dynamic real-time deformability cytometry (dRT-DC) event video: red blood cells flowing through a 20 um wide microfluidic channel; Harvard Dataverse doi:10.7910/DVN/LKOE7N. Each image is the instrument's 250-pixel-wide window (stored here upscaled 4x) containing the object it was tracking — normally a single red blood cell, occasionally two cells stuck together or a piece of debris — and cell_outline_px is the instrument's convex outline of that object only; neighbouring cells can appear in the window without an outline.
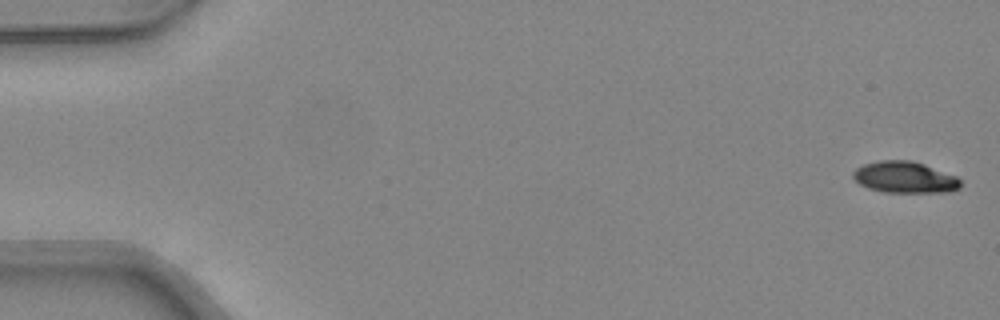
{"species": "common noctule bat (a hibernating species)", "species_latin": "Nyctalus noctula", "temperature_condition": "warm", "stored_images_in_passage": 47, "camera_frame_rate_fps": 3000, "um_per_image_px": 0.085, "animal": {"sex": "female", "body_mass_g": 24.6, "forearm_length_mm": 56.2}, "frame": {"image": 1, "passage_image": 1, "time_ms": 0.0, "image_size_px": [1000, 320], "cell_outline_px": [[960, 188], [952, 192], [884, 192], [868, 188], [860, 184], [852, 176], [852, 172], [856, 168], [864, 164], [880, 160], [912, 160], [924, 164], [956, 176], [960, 180]], "centroid_in_image_um": [76.9, 15.07], "position_along_channel_um": 8.1, "area_um2": 19.71}}
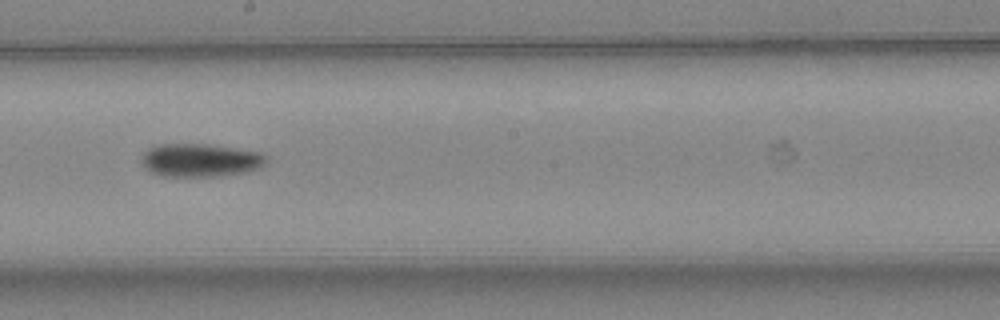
{"frame": {"image": 2, "passage_image": 27, "time_ms": 8.667, "image_size_px": [1000, 320], "cell_outline_px": [[268, 160], [260, 168], [244, 172], [220, 176], [160, 176], [144, 168], [140, 160], [140, 156], [148, 148], [156, 144], [208, 144], [260, 152], [268, 156]], "centroid_in_image_um": [17.0, 13.61], "position_along_channel_um": 231.2, "area_um2": 24.39}}
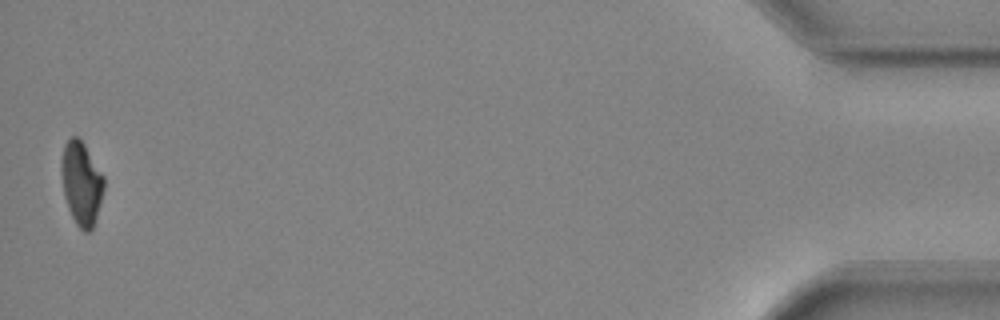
{"frame": {"image": 3, "passage_image": 47, "time_ms": 15.333, "image_size_px": [1000, 320], "cell_outline_px": [[104, 188], [96, 216], [92, 228], [88, 232], [84, 232], [76, 224], [68, 208], [64, 196], [60, 172], [60, 160], [64, 144], [72, 136], [76, 136], [84, 144], [104, 176]], "centroid_in_image_um": [6.89, 15.56], "position_along_channel_um": 428.3, "area_um2": 20.63}, "authors_computed_cell_mechanics": {"area_um2": 22.3108, "velocity_mm_per_s": 4.3764, "shape_relaxation_time_tau1_ms": 3.915, "shape_relaxation_time_tau2_ms": null, "deformation_change_tau1": 0.1536, "deformation_change_tau2": null}}